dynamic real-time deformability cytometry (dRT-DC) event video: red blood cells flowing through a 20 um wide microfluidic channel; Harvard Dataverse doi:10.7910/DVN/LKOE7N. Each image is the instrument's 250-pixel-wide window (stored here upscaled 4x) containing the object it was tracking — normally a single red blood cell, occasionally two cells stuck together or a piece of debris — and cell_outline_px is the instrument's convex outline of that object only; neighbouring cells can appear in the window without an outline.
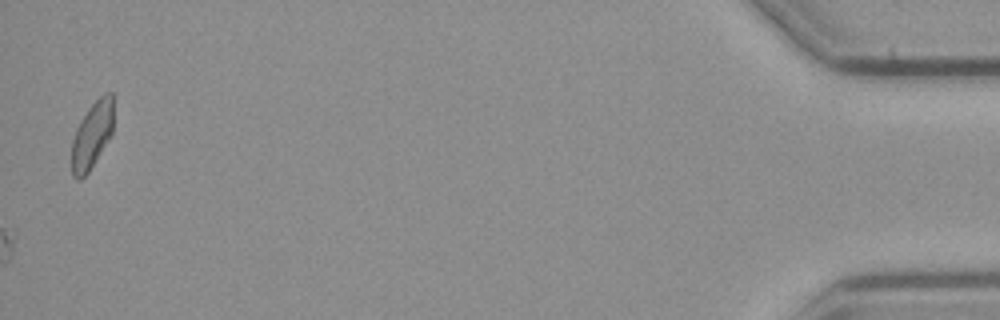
{"species": "common noctule bat (a hibernating species)", "species_latin": "Nyctalus noctula", "temperature_condition": "cold", "stored_images_in_passage": 41, "camera_frame_rate_fps": 3000, "um_per_image_px": 0.085, "animal": {"sex": "male", "body_mass_g": 23.1, "forearm_length_mm": 52.7}, "frame": {"image": 1, "passage_image": 41, "time_ms": 13.333, "image_size_px": [1000, 320], "cell_outline_px": [[112, 132], [88, 172], [80, 180], [76, 180], [72, 176], [72, 140], [76, 128], [80, 120], [88, 108], [104, 92], [112, 92]], "centroid_in_image_um": [7.79, 11.48], "position_along_channel_um": 427.4, "area_um2": 15.95}, "authors_computed_cell_mechanics": {"area_um2": 13.1784, "velocity_mm_per_s": 3.7319, "shape_relaxation_time_tau1_ms": 2.0158, "shape_relaxation_time_tau2_ms": null, "deformation_change_tau1": 0.1407, "deformation_change_tau2": null}}